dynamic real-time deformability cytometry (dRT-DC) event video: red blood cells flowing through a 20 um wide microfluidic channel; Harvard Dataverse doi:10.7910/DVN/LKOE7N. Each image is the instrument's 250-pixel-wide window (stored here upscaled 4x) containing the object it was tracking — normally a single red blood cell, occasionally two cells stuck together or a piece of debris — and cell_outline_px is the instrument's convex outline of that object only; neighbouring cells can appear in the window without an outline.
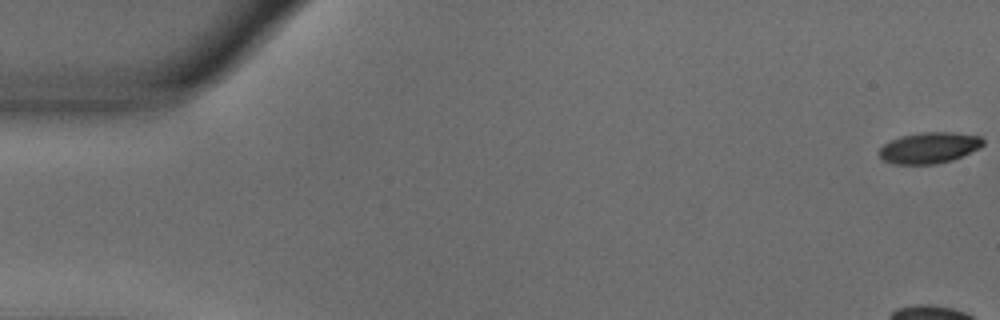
{"species": "common noctule bat (a hibernating species)", "species_latin": "Nyctalus noctula", "temperature_condition": "warm", "stored_images_in_passage": 56, "camera_frame_rate_fps": 3000, "um_per_image_px": 0.085, "animal": {"sex": "male", "body_mass_g": 18.8}, "frame": {"image": 1, "passage_image": 1, "time_ms": 0.0, "image_size_px": [1000, 320], "cell_outline_px": [[984, 144], [980, 148], [952, 160], [936, 164], [896, 164], [884, 160], [880, 156], [880, 148], [884, 144], [900, 136], [920, 132], [952, 132], [980, 136], [984, 140]], "centroid_in_image_um": [79.01, 12.55], "position_along_channel_um": 6.0, "area_um2": 18.73}}
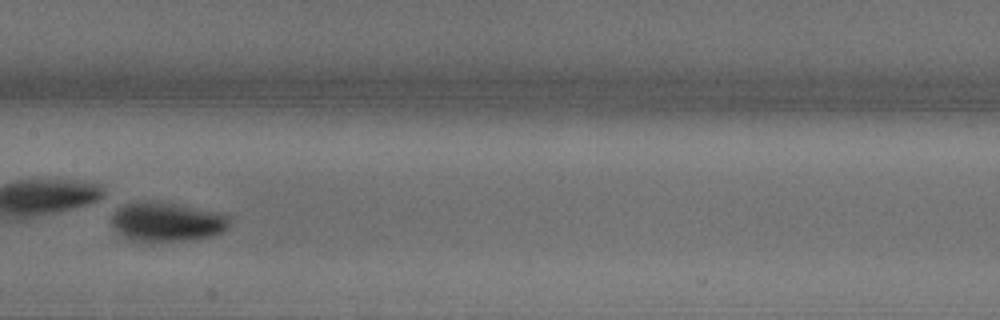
{"frame": {"image": 2, "passage_image": 29, "time_ms": 9.333, "image_size_px": [1000, 320], "cell_outline_px": [[228, 228], [212, 236], [188, 240], [132, 240], [116, 232], [112, 224], [112, 216], [124, 204], [172, 204], [228, 216]], "centroid_in_image_um": [14.16, 18.91], "position_along_channel_um": 193.2, "area_um2": 25.14}, "authors_computed_cell_mechanics": {"area_um2": 25.6632, "velocity_mm_per_s": 3.6397, "shape_relaxation_time_tau1_ms": 5.1819, "shape_relaxation_time_tau2_ms": null, "deformation_change_tau1": 0.3279, "deformation_change_tau2": null}}